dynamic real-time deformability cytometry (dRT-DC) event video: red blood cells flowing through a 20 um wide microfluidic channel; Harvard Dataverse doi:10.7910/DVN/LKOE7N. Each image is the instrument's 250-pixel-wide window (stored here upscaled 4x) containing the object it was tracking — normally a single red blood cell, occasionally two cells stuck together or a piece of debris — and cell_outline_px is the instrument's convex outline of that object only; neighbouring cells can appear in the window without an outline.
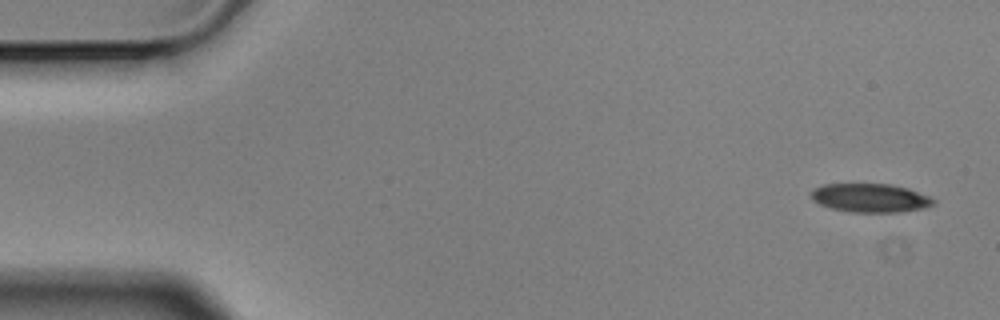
{"species": "Egyptian fruit bat (a non-hibernating species)", "species_latin": "Rousettus aegyptiacus", "temperature_condition": "cold", "stored_images_in_passage": 4, "camera_frame_rate_fps": 3000, "um_per_image_px": 0.085, "animal": {"sex": "male"}, "frame": {"image": 1, "passage_image": 1, "time_ms": 0.0, "image_size_px": [1000, 320], "cell_outline_px": [[936, 204], [924, 208], [900, 212], [852, 212], [832, 208], [820, 204], [812, 200], [808, 192], [812, 188], [824, 184], [892, 184], [908, 188], [928, 196], [936, 200]], "centroid_in_image_um": [73.95, 16.82], "position_along_channel_um": 11.0, "area_um2": 20.63}}
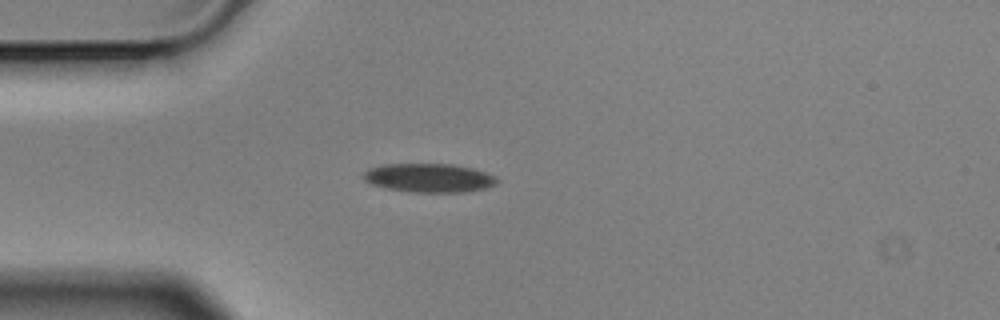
{"frame": {"image": 2, "passage_image": 4, "time_ms": 1.0, "image_size_px": [1000, 320], "cell_outline_px": [[496, 184], [484, 188], [464, 192], [416, 192], [388, 188], [372, 184], [364, 180], [364, 172], [368, 168], [384, 164], [452, 164], [472, 168], [496, 176]], "centroid_in_image_um": [36.46, 15.11], "position_along_channel_um": 48.5, "area_um2": 22.14}}